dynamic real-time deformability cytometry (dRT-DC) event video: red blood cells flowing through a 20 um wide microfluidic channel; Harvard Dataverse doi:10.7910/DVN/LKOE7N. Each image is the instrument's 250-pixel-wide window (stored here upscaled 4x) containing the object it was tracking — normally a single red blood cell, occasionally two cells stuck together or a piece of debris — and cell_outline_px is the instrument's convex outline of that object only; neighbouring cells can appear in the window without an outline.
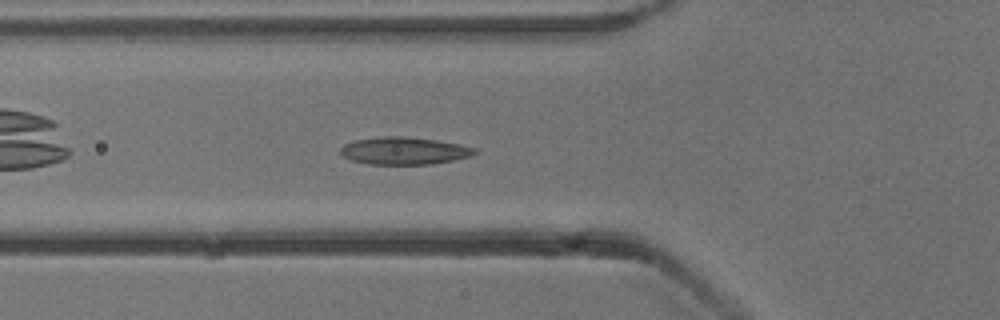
{"species": "common noctule bat (a hibernating species)", "species_latin": "Nyctalus noctula", "temperature_condition": "cold", "stored_images_in_passage": 30, "camera_frame_rate_fps": 3000, "um_per_image_px": 0.085, "animal": {"sex": "male", "body_mass_g": 13.3}, "frame": {"image": 1, "passage_image": 6, "time_ms": 1.667, "image_size_px": [1000, 320], "cell_outline_px": [[476, 152], [472, 156], [432, 164], [368, 164], [352, 160], [344, 156], [340, 152], [340, 148], [344, 144], [356, 140], [380, 136], [404, 136], [436, 140], [460, 144], [476, 148]], "centroid_in_image_um": [34.35, 12.81], "position_along_channel_um": 91.4, "area_um2": 21.39}}
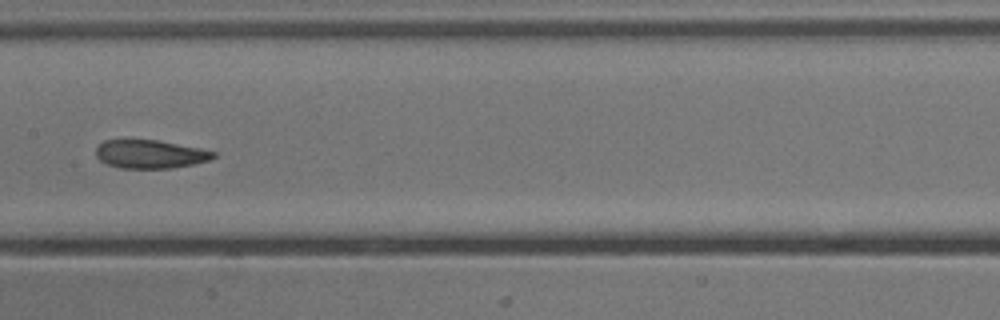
{"frame": {"image": 2, "passage_image": 14, "time_ms": 4.333, "image_size_px": [1000, 320], "cell_outline_px": [[216, 156], [208, 160], [192, 164], [172, 168], [120, 168], [108, 164], [100, 160], [96, 156], [96, 148], [104, 140], [156, 140], [200, 148], [216, 152]], "centroid_in_image_um": [12.76, 13.1], "position_along_channel_um": 194.6, "area_um2": 19.25}}
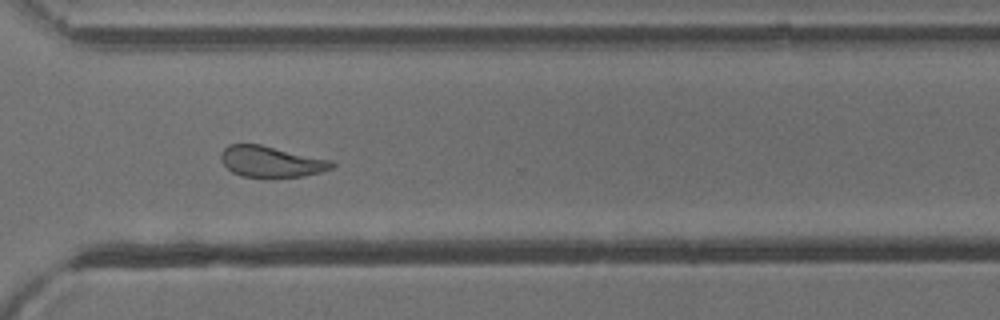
{"frame": {"image": 3, "passage_image": 26, "time_ms": 8.333, "image_size_px": [1000, 320], "cell_outline_px": [[336, 164], [332, 168], [320, 172], [304, 176], [268, 180], [240, 176], [232, 172], [220, 160], [220, 152], [228, 144], [260, 144], [332, 160]], "centroid_in_image_um": [23.03, 13.78], "position_along_channel_um": 347.6, "area_um2": 20.81}, "authors_computed_cell_mechanics": {"area_um2": 20.7502, "velocity_mm_per_s": 3.8485, "shape_relaxation_time_tau1_ms": null, "shape_relaxation_time_tau2_ms": 3.5667, "deformation_change_tau1": null, "deformation_change_tau2": 0.101}}